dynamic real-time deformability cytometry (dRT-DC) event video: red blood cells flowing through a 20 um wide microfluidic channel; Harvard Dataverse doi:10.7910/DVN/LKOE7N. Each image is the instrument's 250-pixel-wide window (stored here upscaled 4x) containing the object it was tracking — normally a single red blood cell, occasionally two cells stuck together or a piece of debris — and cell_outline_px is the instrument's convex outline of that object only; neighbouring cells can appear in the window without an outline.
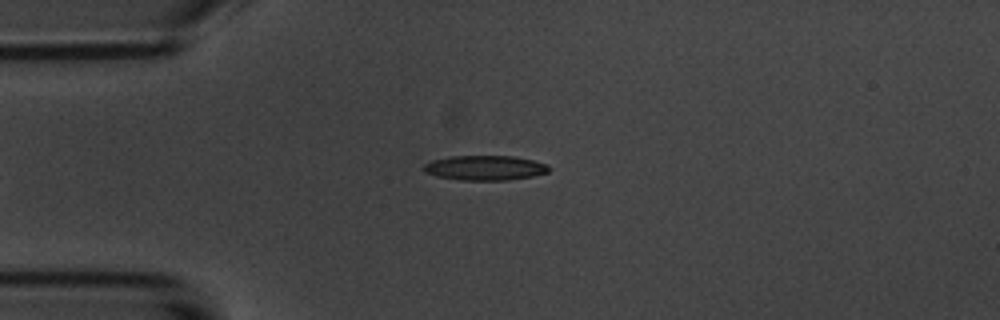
{"species": "common noctule bat (a hibernating species)", "species_latin": "Nyctalus noctula", "temperature_condition": "room temperature", "stored_images_in_passage": 6, "camera_frame_rate_fps": 3000, "um_per_image_px": 0.085, "animal": {"sex": "male", "body_mass_g": 20.1, "forearm_length_mm": 53.5}, "frame": {"image": 1, "passage_image": 6, "time_ms": 6.0, "image_size_px": [1000, 320], "cell_outline_px": [[552, 168], [548, 172], [532, 176], [508, 180], [460, 180], [436, 176], [424, 172], [424, 164], [432, 160], [448, 156], [516, 156], [548, 164]], "centroid_in_image_um": [41.24, 14.26], "position_along_channel_um": 43.8, "area_um2": 18.21}}